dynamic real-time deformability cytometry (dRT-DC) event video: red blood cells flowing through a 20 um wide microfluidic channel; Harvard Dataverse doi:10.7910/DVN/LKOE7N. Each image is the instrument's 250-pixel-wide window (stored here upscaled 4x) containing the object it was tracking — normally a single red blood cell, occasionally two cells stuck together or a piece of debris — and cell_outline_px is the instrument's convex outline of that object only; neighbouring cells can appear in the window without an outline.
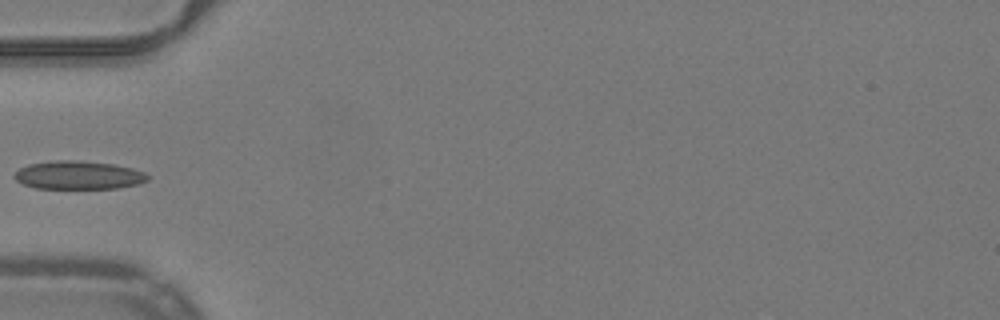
{"species": "common noctule bat (a hibernating species)", "species_latin": "Nyctalus noctula", "temperature_condition": "warm", "stored_images_in_passage": 20, "camera_frame_rate_fps": 3000, "um_per_image_px": 0.085, "animal": {"sex": "male", "body_mass_g": 19.2, "forearm_length_mm": 51.8}, "frame": {"image": 1, "passage_image": 1, "time_ms": 0.0, "image_size_px": [1000, 320], "cell_outline_px": [[152, 176], [148, 180], [140, 184], [116, 188], [36, 188], [24, 184], [16, 180], [12, 176], [20, 168], [28, 164], [52, 160], [80, 160], [112, 164], [132, 168], [144, 172]], "centroid_in_image_um": [6.69, 14.88], "position_along_channel_um": 78.3, "area_um2": 22.14}}
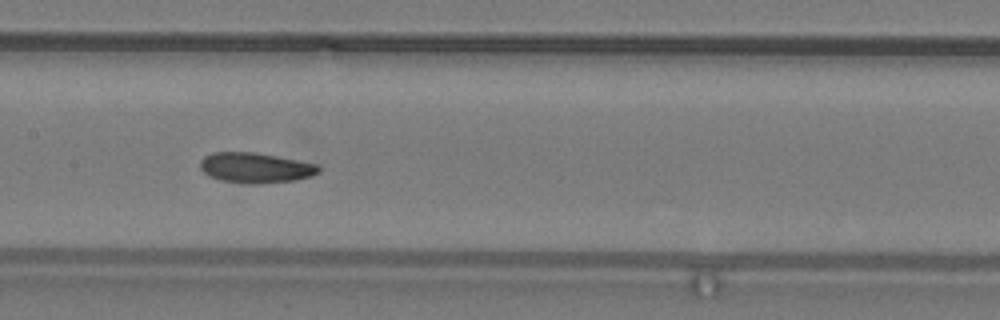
{"frame": {"image": 2, "passage_image": 9, "time_ms": 2.667, "image_size_px": [1000, 320], "cell_outline_px": [[320, 172], [312, 176], [292, 180], [256, 184], [244, 184], [220, 180], [208, 176], [200, 168], [200, 160], [204, 156], [212, 152], [252, 152], [276, 156], [320, 164]], "centroid_in_image_um": [21.7, 14.26], "position_along_channel_um": 185.7, "area_um2": 21.04}}
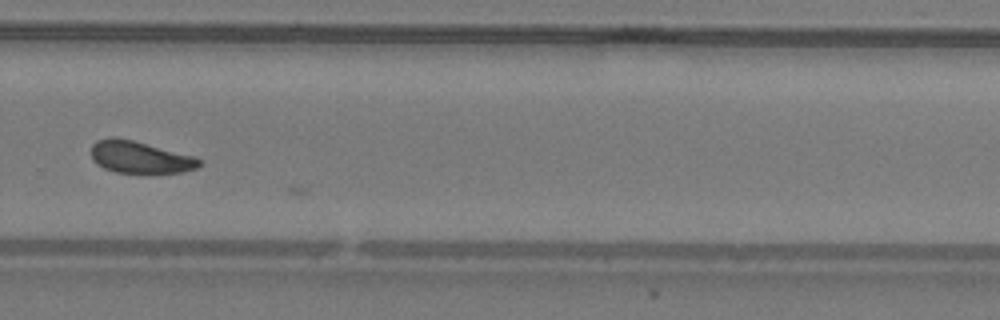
{"frame": {"image": 3, "passage_image": 19, "time_ms": 6.0, "image_size_px": [1000, 320], "cell_outline_px": [[204, 164], [196, 168], [184, 172], [116, 172], [104, 168], [96, 164], [92, 160], [92, 144], [96, 140], [112, 136], [132, 140], [196, 156], [204, 160]], "centroid_in_image_um": [11.93, 13.35], "position_along_channel_um": 317.9, "area_um2": 20.29}}